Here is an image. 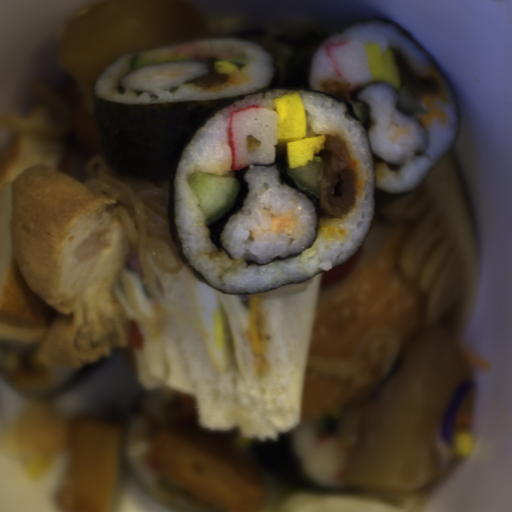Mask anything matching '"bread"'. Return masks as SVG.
<instances>
[{"mask_svg": "<svg viewBox=\"0 0 512 512\" xmlns=\"http://www.w3.org/2000/svg\"><path fill=\"white\" fill-rule=\"evenodd\" d=\"M66 132H15L0 153V341L42 342L54 309L34 293L15 257L11 237V184L19 173L45 166L67 174Z\"/></svg>", "mask_w": 512, "mask_h": 512, "instance_id": "3", "label": "bread"}, {"mask_svg": "<svg viewBox=\"0 0 512 512\" xmlns=\"http://www.w3.org/2000/svg\"><path fill=\"white\" fill-rule=\"evenodd\" d=\"M123 270L126 271L130 291L139 309L153 318L150 297L146 289L142 263L136 249L129 245V255Z\"/></svg>", "mask_w": 512, "mask_h": 512, "instance_id": "4", "label": "bread"}, {"mask_svg": "<svg viewBox=\"0 0 512 512\" xmlns=\"http://www.w3.org/2000/svg\"><path fill=\"white\" fill-rule=\"evenodd\" d=\"M163 324L149 332L117 284L114 295L128 325L136 377L142 386L192 398L204 430H237L274 440L299 421L323 270L300 281L256 292L265 324L267 366H254L246 293H221L234 359L217 373L207 351L195 275L185 264L173 274L150 260Z\"/></svg>", "mask_w": 512, "mask_h": 512, "instance_id": "1", "label": "bread"}, {"mask_svg": "<svg viewBox=\"0 0 512 512\" xmlns=\"http://www.w3.org/2000/svg\"><path fill=\"white\" fill-rule=\"evenodd\" d=\"M402 230L372 219L354 254L322 270L298 419L352 405L402 363L426 312L400 266Z\"/></svg>", "mask_w": 512, "mask_h": 512, "instance_id": "2", "label": "bread"}]
</instances>
